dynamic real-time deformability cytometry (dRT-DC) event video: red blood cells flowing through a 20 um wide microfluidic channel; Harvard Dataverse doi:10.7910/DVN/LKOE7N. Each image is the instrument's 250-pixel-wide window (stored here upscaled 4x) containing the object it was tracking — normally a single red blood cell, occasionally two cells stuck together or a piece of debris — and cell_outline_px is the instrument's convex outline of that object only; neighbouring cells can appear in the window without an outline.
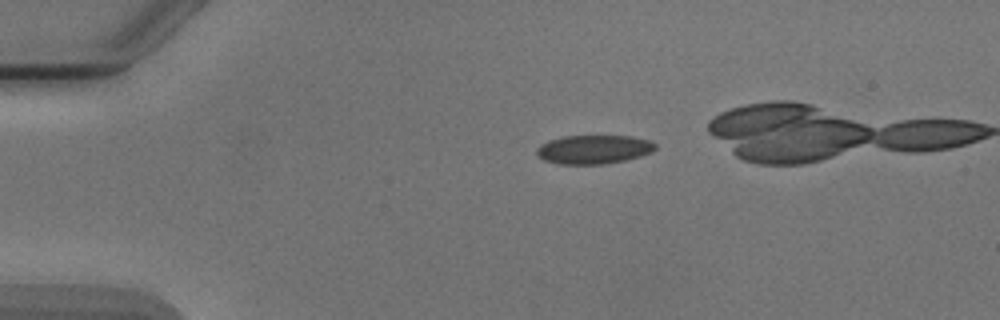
{"species": "Egyptian fruit bat (a non-hibernating species)", "species_latin": "Rousettus aegyptiacus", "temperature_condition": "cold", "stored_images_in_passage": 4, "camera_frame_rate_fps": 3000, "um_per_image_px": 0.085, "animal": {"sex": "male"}, "frame": {"image": 1, "passage_image": 1, "time_ms": 0.0, "image_size_px": [1000, 320], "cell_outline_px": [[656, 148], [652, 152], [640, 156], [624, 160], [604, 164], [560, 164], [544, 160], [536, 156], [536, 148], [540, 144], [548, 140], [564, 136], [632, 136], [652, 140], [656, 144]], "centroid_in_image_um": [50.46, 12.69], "position_along_channel_um": 34.5, "area_um2": 20.11}}